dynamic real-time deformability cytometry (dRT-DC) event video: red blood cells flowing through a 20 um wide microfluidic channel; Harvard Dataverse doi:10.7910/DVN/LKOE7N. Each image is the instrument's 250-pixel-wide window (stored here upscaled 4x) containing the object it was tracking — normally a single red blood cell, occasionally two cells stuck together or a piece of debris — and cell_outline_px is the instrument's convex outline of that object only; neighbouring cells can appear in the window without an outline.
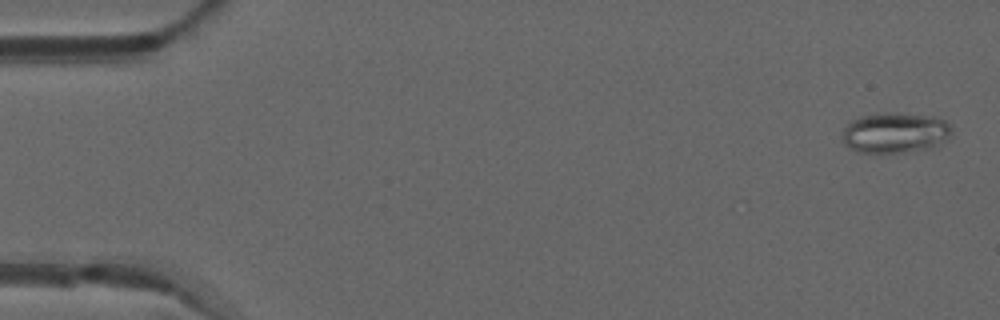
{"species": "common noctule bat (a hibernating species)", "species_latin": "Nyctalus noctula", "temperature_condition": "warm", "stored_images_in_passage": 11, "camera_frame_rate_fps": 3000, "um_per_image_px": 0.085, "animal": {"sex": "male", "forearm_length_mm": 52.5}, "frame": {"image": 1, "passage_image": 2, "time_ms": 0.333, "image_size_px": [1000, 320], "cell_outline_px": [[952, 132], [948, 140], [924, 148], [904, 152], [876, 156], [856, 152], [844, 144], [840, 140], [844, 128], [852, 120], [860, 116], [880, 112], [896, 112], [932, 116], [944, 120], [952, 124]], "centroid_in_image_um": [76.02, 11.3], "position_along_channel_um": 9.0, "area_um2": 26.7}}